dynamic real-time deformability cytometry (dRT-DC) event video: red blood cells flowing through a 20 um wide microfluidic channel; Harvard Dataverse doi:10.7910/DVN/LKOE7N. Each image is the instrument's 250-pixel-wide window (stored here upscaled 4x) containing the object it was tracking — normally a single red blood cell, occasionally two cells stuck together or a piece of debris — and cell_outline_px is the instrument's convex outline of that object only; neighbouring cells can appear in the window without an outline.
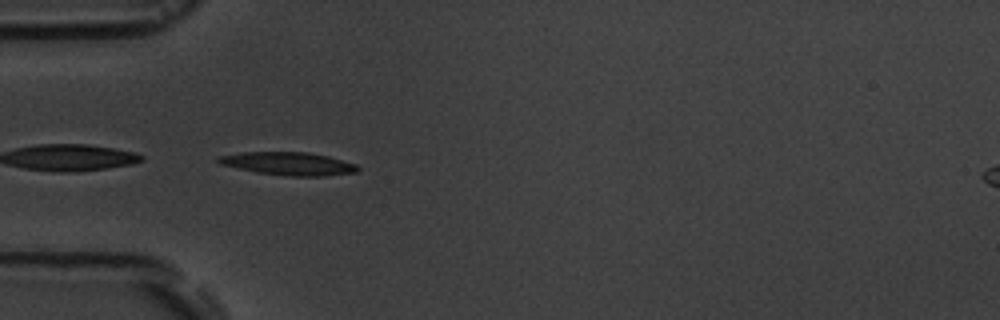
{"species": "common noctule bat (a hibernating species)", "species_latin": "Nyctalus noctula", "temperature_condition": "room temperature", "stored_images_in_passage": 16, "camera_frame_rate_fps": 3000, "um_per_image_px": 0.085, "animal": {"sex": "male", "body_mass_g": 19.5, "forearm_length_mm": 54.6}, "frame": {"image": 1, "passage_image": 5, "time_ms": 4.667, "image_size_px": [1000, 320], "cell_outline_px": [[360, 168], [356, 172], [324, 176], [292, 176], [256, 172], [220, 164], [216, 160], [216, 156], [240, 152], [308, 152], [328, 156], [356, 164]], "centroid_in_image_um": [24.5, 13.9], "position_along_channel_um": 60.5, "area_um2": 18.67}}
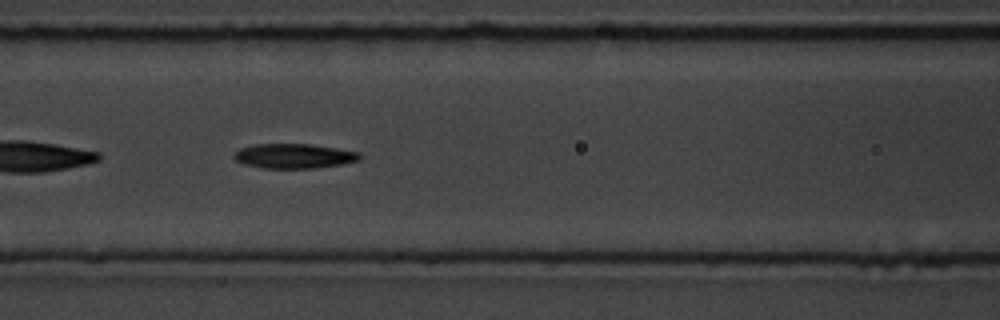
{"frame": {"image": 2, "passage_image": 7, "time_ms": 7.0, "image_size_px": [1000, 320], "cell_outline_px": [[360, 160], [344, 164], [316, 168], [264, 168], [244, 164], [236, 160], [232, 156], [240, 148], [256, 144], [312, 144], [360, 152]], "centroid_in_image_um": [25.01, 13.26], "position_along_channel_um": 141.6, "area_um2": 18.09}, "authors_computed_cell_mechanics": {"area_um2": 18.3226, "velocity_mm_per_s": 3.602, "shape_relaxation_time_tau1_ms": 2.9114, "shape_relaxation_time_tau2_ms": 3.463, "deformation_change_tau1": 0.0967, "deformation_change_tau2": 0.1086}}